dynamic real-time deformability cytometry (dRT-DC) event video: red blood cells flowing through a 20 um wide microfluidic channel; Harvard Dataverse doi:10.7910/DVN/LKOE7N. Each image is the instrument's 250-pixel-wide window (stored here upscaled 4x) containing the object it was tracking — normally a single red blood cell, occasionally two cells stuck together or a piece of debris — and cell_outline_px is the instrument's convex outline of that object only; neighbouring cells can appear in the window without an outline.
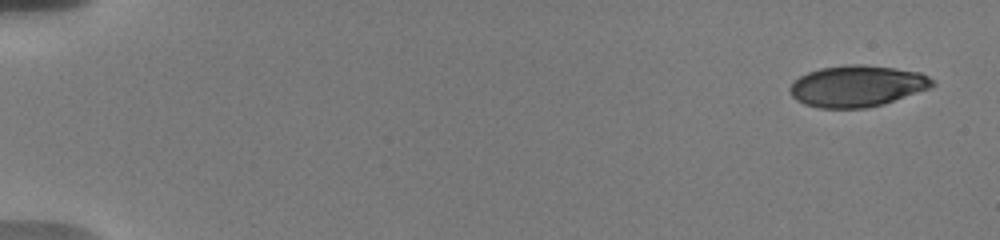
{"species": "human", "species_latin": "Homo sapiens", "temperature_condition": "warm", "stored_images_in_passage": 46, "camera_frame_rate_fps": 3000, "um_per_image_px": 0.085, "donor": {"sex": "male"}, "frame": {"image": 1, "passage_image": 1, "time_ms": 0.0, "image_size_px": [1000, 240], "cell_outline_px": [[936, 84], [932, 88], [884, 104], [864, 108], [820, 108], [804, 104], [796, 100], [792, 96], [788, 88], [800, 76], [808, 72], [820, 68], [848, 64], [860, 64], [896, 68], [920, 72], [936, 80]], "centroid_in_image_um": [72.9, 7.31], "position_along_channel_um": 12.1, "area_um2": 34.62}}
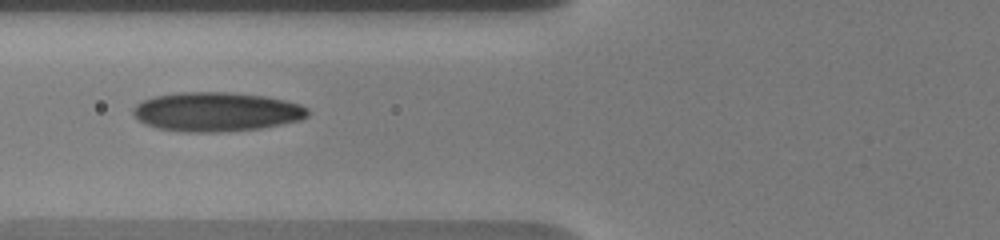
{"frame": {"image": 2, "passage_image": 25, "time_ms": 7.0, "image_size_px": [1000, 240], "cell_outline_px": [[308, 116], [300, 120], [260, 128], [216, 132], [188, 132], [160, 128], [148, 124], [140, 120], [132, 112], [132, 108], [136, 104], [144, 100], [156, 96], [180, 92], [232, 92], [264, 96], [284, 100], [300, 104], [308, 108]], "centroid_in_image_um": [18.42, 9.49], "position_along_channel_um": 107.4, "area_um2": 39.54}}
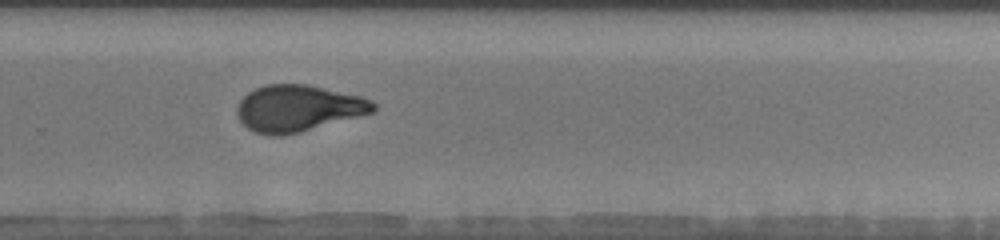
{"frame": {"image": 3, "passage_image": 43, "time_ms": 12.333, "image_size_px": [1000, 240], "cell_outline_px": [[376, 112], [296, 132], [276, 136], [256, 132], [248, 128], [236, 116], [236, 108], [240, 100], [248, 92], [256, 88], [268, 84], [308, 84], [360, 96], [372, 100], [376, 104]], "centroid_in_image_um": [25.34, 9.18], "position_along_channel_um": 304.5, "area_um2": 36.59}}